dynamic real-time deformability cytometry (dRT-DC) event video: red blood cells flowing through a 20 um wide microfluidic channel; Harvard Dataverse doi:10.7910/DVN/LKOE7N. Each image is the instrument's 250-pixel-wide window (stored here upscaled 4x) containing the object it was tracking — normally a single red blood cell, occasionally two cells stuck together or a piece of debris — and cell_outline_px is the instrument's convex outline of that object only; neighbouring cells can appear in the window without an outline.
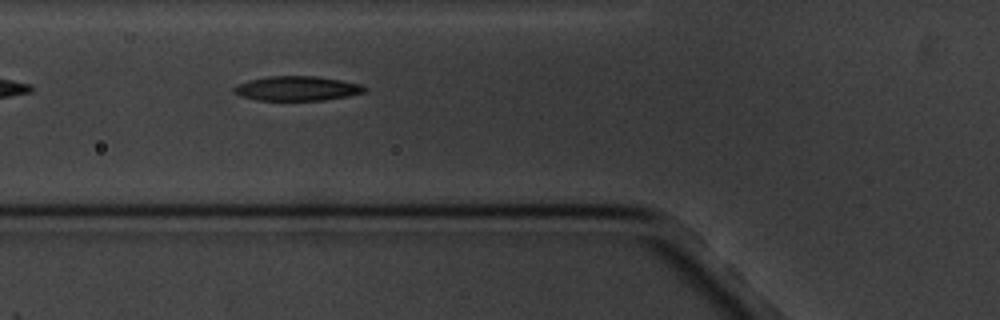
{"species": "common noctule bat (a hibernating species)", "species_latin": "Nyctalus noctula", "temperature_condition": "cold", "stored_images_in_passage": 8, "camera_frame_rate_fps": 3000, "um_per_image_px": 0.085, "animal": {"sex": "male", "body_mass_g": 20.1, "forearm_length_mm": 53.5}, "frame": {"image": 1, "passage_image": 6, "time_ms": 6.667, "image_size_px": [1000, 320], "cell_outline_px": [[368, 88], [364, 92], [348, 96], [324, 100], [256, 100], [240, 96], [232, 92], [232, 88], [236, 84], [248, 80], [268, 76], [316, 76], [364, 84]], "centroid_in_image_um": [25.23, 7.51], "position_along_channel_um": 100.6, "area_um2": 18.9}}
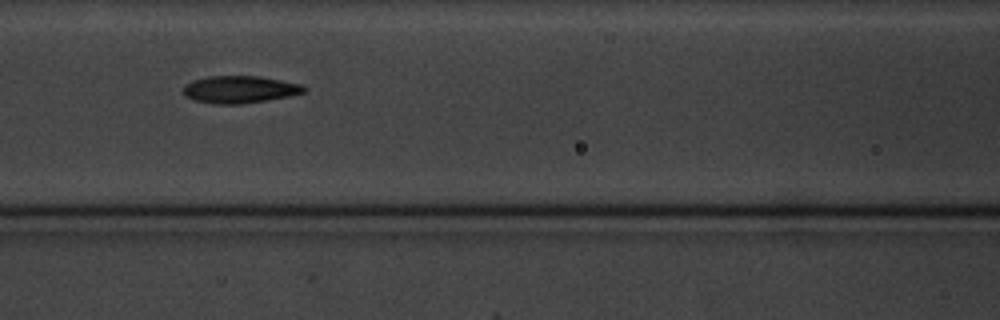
{"frame": {"image": 2, "passage_image": 7, "time_ms": 8.0, "image_size_px": [1000, 320], "cell_outline_px": [[308, 88], [304, 92], [288, 96], [268, 100], [240, 104], [216, 104], [196, 100], [188, 96], [180, 88], [184, 84], [192, 80], [208, 76], [260, 76], [300, 84]], "centroid_in_image_um": [20.36, 7.59], "position_along_channel_um": 146.2, "area_um2": 19.13}}
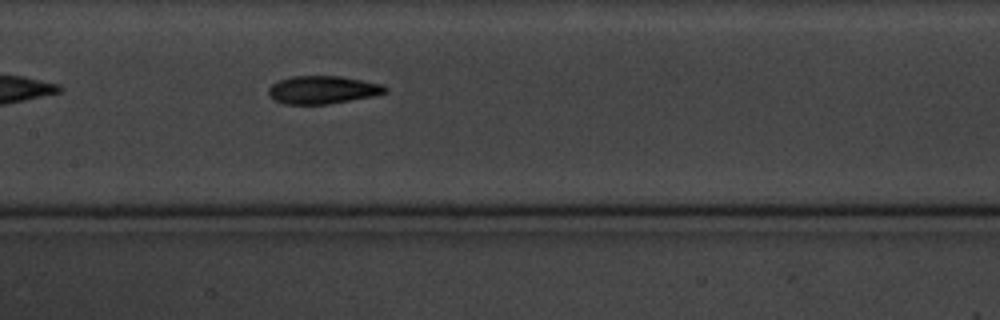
{"frame": {"image": 3, "passage_image": 8, "time_ms": 9.0, "image_size_px": [1000, 320], "cell_outline_px": [[388, 92], [372, 96], [328, 104], [284, 104], [272, 100], [268, 96], [268, 88], [272, 84], [280, 80], [292, 76], [340, 76], [384, 84], [388, 88]], "centroid_in_image_um": [27.41, 7.64], "position_along_channel_um": 180.0, "area_um2": 19.13}}